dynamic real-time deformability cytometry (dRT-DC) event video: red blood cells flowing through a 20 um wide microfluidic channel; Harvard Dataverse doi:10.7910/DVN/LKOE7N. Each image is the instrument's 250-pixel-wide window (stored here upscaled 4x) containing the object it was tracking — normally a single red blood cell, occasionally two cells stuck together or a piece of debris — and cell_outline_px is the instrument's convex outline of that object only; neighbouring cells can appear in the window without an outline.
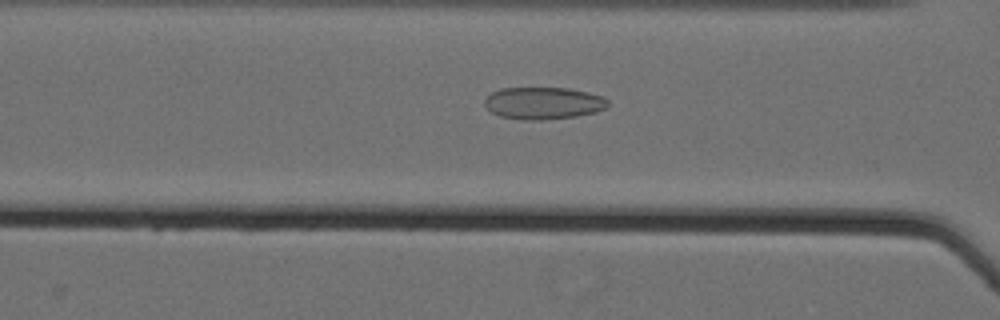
{"species": "Egyptian fruit bat (a non-hibernating species)", "species_latin": "Rousettus aegyptiacus", "temperature_condition": "cold", "stored_images_in_passage": 36, "camera_frame_rate_fps": 3000, "um_per_image_px": 0.085, "animal": {"sex": "female"}, "frame": {"image": 1, "passage_image": 30, "time_ms": 9.667, "image_size_px": [1000, 320], "cell_outline_px": [[608, 108], [576, 116], [544, 120], [524, 120], [500, 116], [492, 112], [484, 104], [484, 100], [492, 92], [500, 88], [568, 88], [588, 92], [604, 96], [608, 100]], "centroid_in_image_um": [46.2, 8.76], "position_along_channel_um": 120.4, "area_um2": 23.12}}
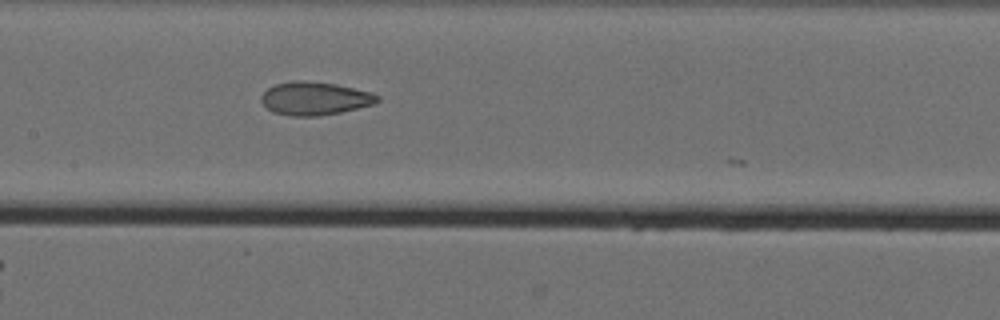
{"frame": {"image": 2, "passage_image": 35, "time_ms": 11.333, "image_size_px": [1000, 320], "cell_outline_px": [[380, 100], [372, 104], [340, 112], [320, 116], [288, 116], [272, 112], [260, 100], [260, 96], [268, 88], [276, 84], [292, 80], [300, 80], [336, 84], [372, 92], [380, 96]], "centroid_in_image_um": [26.74, 8.37], "position_along_channel_um": 180.7, "area_um2": 22.48}}